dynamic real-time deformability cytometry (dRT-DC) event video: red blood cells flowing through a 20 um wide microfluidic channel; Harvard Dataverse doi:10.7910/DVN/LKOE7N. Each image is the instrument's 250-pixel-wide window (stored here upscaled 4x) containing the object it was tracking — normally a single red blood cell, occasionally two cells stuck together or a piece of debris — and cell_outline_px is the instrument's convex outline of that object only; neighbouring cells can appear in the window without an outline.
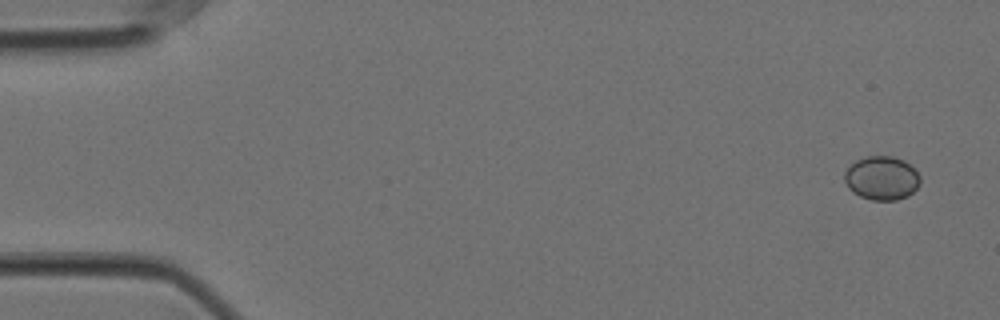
{"species": "Egyptian fruit bat (a non-hibernating species)", "species_latin": "Rousettus aegyptiacus", "temperature_condition": "cold", "stored_images_in_passage": 55, "camera_frame_rate_fps": 3000, "um_per_image_px": 0.085, "animal": {"sex": "female"}, "frame": {"image": 1, "passage_image": 1, "time_ms": 0.0, "image_size_px": [1000, 320], "cell_outline_px": [[920, 184], [908, 196], [896, 200], [872, 200], [860, 196], [852, 192], [848, 188], [844, 180], [844, 172], [856, 160], [868, 156], [892, 156], [904, 160], [920, 176]], "centroid_in_image_um": [74.93, 15.14], "position_along_channel_um": 10.1, "area_um2": 19.25}}
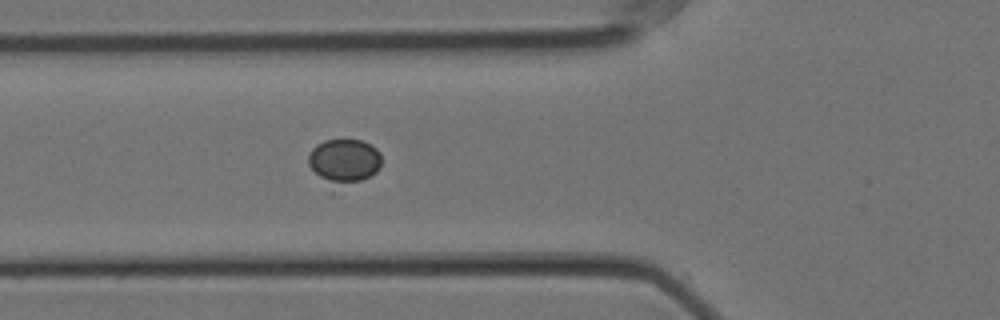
{"frame": {"image": 2, "passage_image": 19, "time_ms": 6.0, "image_size_px": [1000, 320], "cell_outline_px": [[380, 168], [376, 172], [332, 196], [308, 164], [308, 156], [312, 148], [316, 144], [324, 140], [360, 140], [376, 148], [380, 152]], "centroid_in_image_um": [29.17, 13.85], "position_along_channel_um": 96.6, "area_um2": 20.4}}
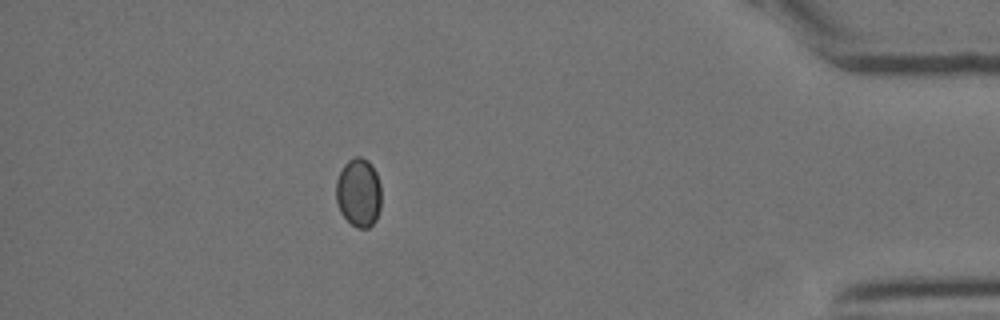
{"frame": {"image": 3, "passage_image": 49, "time_ms": 16.0, "image_size_px": [1000, 320], "cell_outline_px": [[380, 208], [376, 220], [368, 228], [356, 228], [340, 212], [336, 200], [336, 180], [344, 164], [348, 160], [356, 156], [360, 156], [368, 160], [376, 172], [380, 184]], "centroid_in_image_um": [30.48, 16.36], "position_along_channel_um": 404.7, "area_um2": 18.15}, "authors_computed_cell_mechanics": {"area_um2": 18.207, "velocity_mm_per_s": 3.5391, "shape_relaxation_time_tau1_ms": 0.5792, "shape_relaxation_time_tau2_ms": null, "deformation_change_tau1": 0.0195, "deformation_change_tau2": null}}